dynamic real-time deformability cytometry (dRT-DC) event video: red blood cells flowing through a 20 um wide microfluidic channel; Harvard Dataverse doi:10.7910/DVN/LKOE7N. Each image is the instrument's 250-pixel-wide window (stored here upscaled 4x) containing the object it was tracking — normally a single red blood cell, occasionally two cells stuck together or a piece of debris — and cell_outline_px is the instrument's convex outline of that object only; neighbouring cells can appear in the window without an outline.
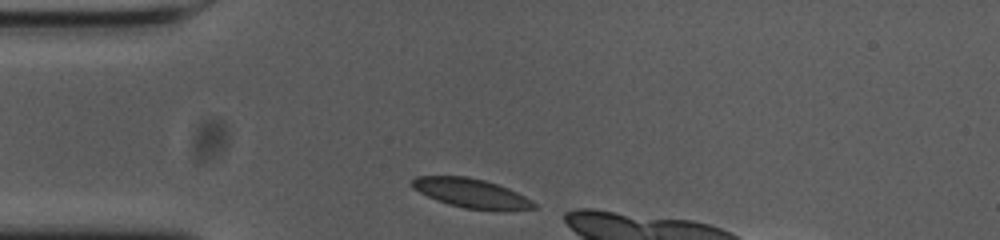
{"species": "common noctule bat (a hibernating species)", "species_latin": "Nyctalus noctula", "temperature_condition": "cold", "stored_images_in_passage": 4, "camera_frame_rate_fps": 3000, "um_per_image_px": 0.085, "animal": {"sex": "female", "body_mass_g": 23.0, "forearm_length_mm": 53.4}, "frame": {"image": 1, "passage_image": 1, "time_ms": 0.0, "image_size_px": [1000, 240], "cell_outline_px": [[536, 208], [500, 212], [464, 208], [448, 204], [436, 200], [412, 188], [412, 180], [416, 176], [468, 176], [484, 180], [508, 188], [532, 200], [536, 204]], "centroid_in_image_um": [40.09, 16.44], "position_along_channel_um": 44.9, "area_um2": 20.98}}